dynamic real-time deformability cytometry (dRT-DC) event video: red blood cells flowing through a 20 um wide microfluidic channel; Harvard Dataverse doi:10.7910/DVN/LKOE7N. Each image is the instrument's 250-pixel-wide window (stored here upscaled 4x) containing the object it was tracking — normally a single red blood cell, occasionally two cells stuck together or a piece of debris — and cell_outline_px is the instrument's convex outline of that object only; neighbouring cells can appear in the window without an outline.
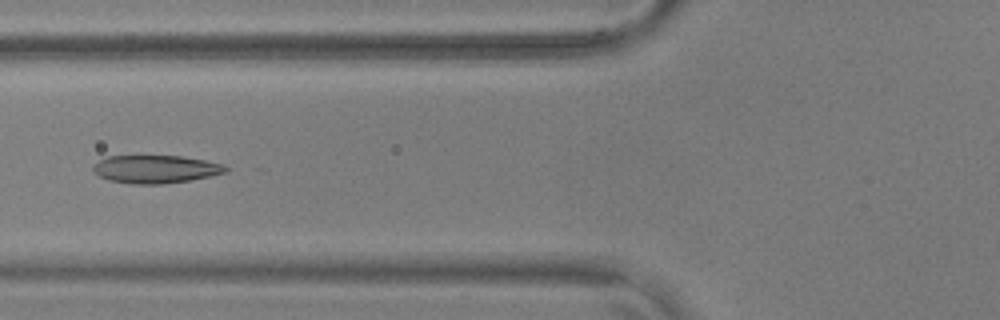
{"species": "common noctule bat (a hibernating species)", "species_latin": "Nyctalus noctula", "temperature_condition": "warm", "stored_images_in_passage": 40, "camera_frame_rate_fps": 3000, "um_per_image_px": 0.085, "animal": {"sex": "male", "body_mass_g": 17.9, "forearm_length_mm": 54.2}, "frame": {"image": 1, "passage_image": 7, "time_ms": 2.0, "image_size_px": [1000, 320], "cell_outline_px": [[228, 172], [188, 180], [164, 184], [132, 184], [108, 180], [100, 176], [92, 168], [92, 164], [108, 156], [180, 156], [204, 160], [220, 164], [228, 168]], "centroid_in_image_um": [13.19, 14.38], "position_along_channel_um": 112.6, "area_um2": 21.39}}
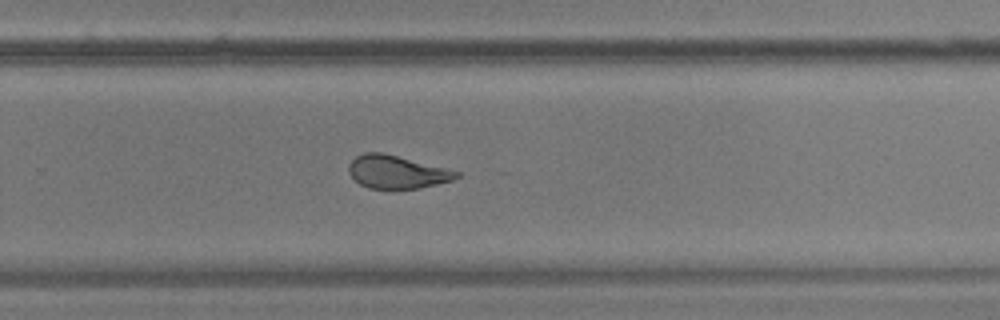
{"frame": {"image": 2, "passage_image": 22, "time_ms": 7.0, "image_size_px": [1000, 320], "cell_outline_px": [[460, 176], [452, 180], [420, 188], [368, 188], [360, 184], [348, 172], [348, 168], [352, 160], [356, 156], [364, 152], [380, 152], [448, 168], [460, 172]], "centroid_in_image_um": [33.74, 14.61], "position_along_channel_um": 296.1, "area_um2": 20.52}}
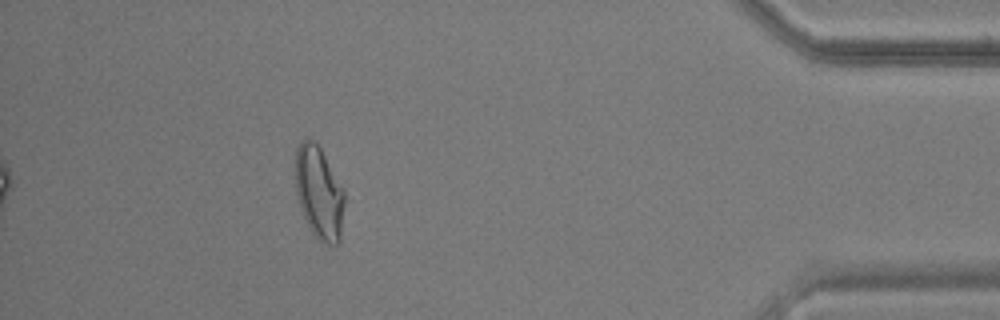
{"frame": {"image": 3, "passage_image": 35, "time_ms": 11.333, "image_size_px": [1000, 320], "cell_outline_px": [[344, 204], [340, 240], [336, 244], [324, 244], [312, 232], [300, 208], [296, 192], [296, 148], [300, 140], [304, 136], [316, 140], [344, 188]], "centroid_in_image_um": [27.12, 16.31], "position_along_channel_um": 408.1, "area_um2": 26.76}, "authors_computed_cell_mechanics": {"area_um2": 22.0218, "velocity_mm_per_s": 3.664, "shape_relaxation_time_tau1_ms": 7.2262, "shape_relaxation_time_tau2_ms": 1.4201, "deformation_change_tau1": 0.2208, "deformation_change_tau2": 0.0946}}